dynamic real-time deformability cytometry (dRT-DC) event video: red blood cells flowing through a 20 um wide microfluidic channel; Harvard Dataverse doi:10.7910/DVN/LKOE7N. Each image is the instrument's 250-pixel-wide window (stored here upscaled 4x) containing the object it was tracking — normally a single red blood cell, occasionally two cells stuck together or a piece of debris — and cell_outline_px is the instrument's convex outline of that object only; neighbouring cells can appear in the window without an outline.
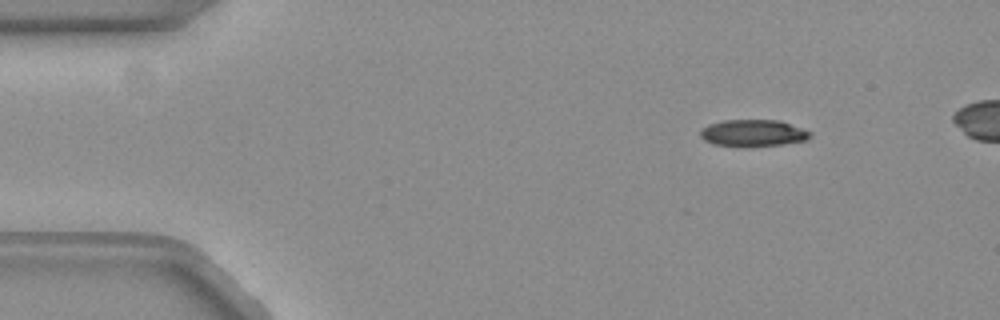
{"species": "common noctule bat (a hibernating species)", "species_latin": "Nyctalus noctula", "temperature_condition": "warm", "stored_images_in_passage": 15, "camera_frame_rate_fps": 3000, "um_per_image_px": 0.085, "animal": {"sex": "female", "body_mass_g": 19.3, "forearm_length_mm": 54.1}, "frame": {"image": 1, "passage_image": 7, "time_ms": 2.0, "image_size_px": [1000, 320], "cell_outline_px": [[812, 132], [804, 140], [780, 144], [716, 144], [704, 140], [700, 136], [700, 132], [708, 124], [724, 120], [780, 120]], "centroid_in_image_um": [64.0, 11.25], "position_along_channel_um": 21.0, "area_um2": 16.18}}